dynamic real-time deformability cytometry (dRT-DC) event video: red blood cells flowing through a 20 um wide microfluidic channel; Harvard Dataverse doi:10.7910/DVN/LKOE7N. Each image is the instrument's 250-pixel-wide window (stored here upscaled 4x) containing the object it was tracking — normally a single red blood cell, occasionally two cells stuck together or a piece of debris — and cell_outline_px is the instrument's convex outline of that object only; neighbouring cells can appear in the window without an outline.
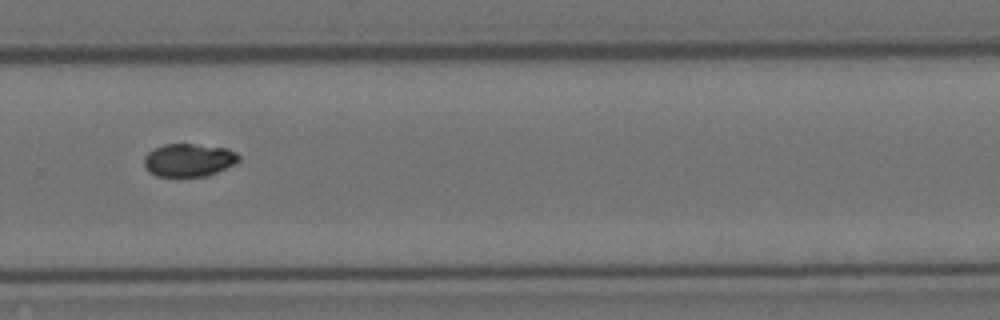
{"species": "Egyptian fruit bat (a non-hibernating species)", "species_latin": "Rousettus aegyptiacus", "temperature_condition": "cold", "stored_images_in_passage": 17, "camera_frame_rate_fps": 3000, "um_per_image_px": 0.085, "animal": {"sex": "female"}, "frame": {"image": 1, "passage_image": 12, "time_ms": 3.667, "image_size_px": [1000, 320], "cell_outline_px": [[240, 160], [236, 164], [216, 172], [204, 176], [156, 176], [148, 172], [144, 168], [144, 156], [152, 148], [164, 144], [192, 144], [228, 148], [236, 152], [240, 156]], "centroid_in_image_um": [16.03, 13.6], "position_along_channel_um": 313.8, "area_um2": 18.38}}
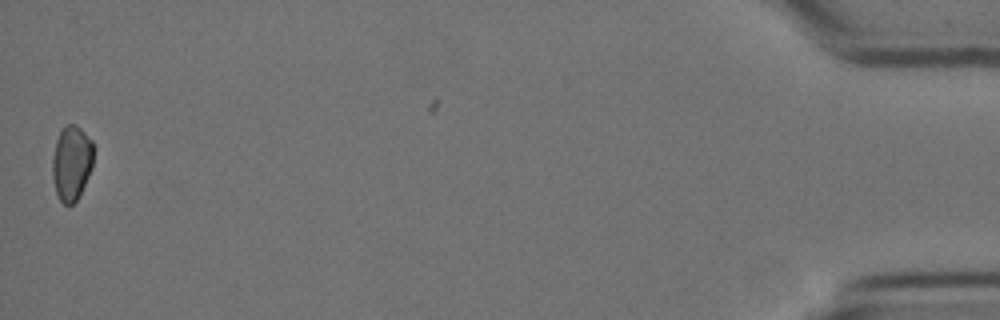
{"frame": {"image": 2, "passage_image": 17, "time_ms": 5.333, "image_size_px": [1000, 320], "cell_outline_px": [[96, 148], [92, 168], [76, 200], [72, 204], [64, 204], [60, 200], [56, 192], [52, 176], [52, 160], [56, 140], [60, 132], [68, 124], [76, 124], [92, 140]], "centroid_in_image_um": [6.11, 13.81], "position_along_channel_um": 429.1, "area_um2": 18.03}}